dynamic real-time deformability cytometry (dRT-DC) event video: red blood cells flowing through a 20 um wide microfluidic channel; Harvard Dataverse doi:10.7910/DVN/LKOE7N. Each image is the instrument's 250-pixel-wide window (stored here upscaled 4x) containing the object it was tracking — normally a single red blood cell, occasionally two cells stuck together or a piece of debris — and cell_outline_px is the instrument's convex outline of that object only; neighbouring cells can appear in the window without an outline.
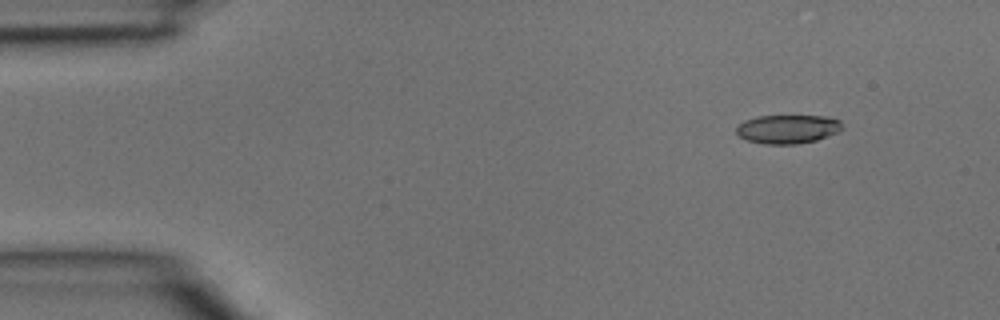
{"species": "common noctule bat (a hibernating species)", "species_latin": "Nyctalus noctula", "temperature_condition": "room temperature", "stored_images_in_passage": 3, "camera_frame_rate_fps": 3000, "um_per_image_px": 0.085, "animal": {"sex": "male", "body_mass_g": 15.6}, "frame": {"image": 1, "passage_image": 1, "time_ms": 0.0, "image_size_px": [1000, 320], "cell_outline_px": [[840, 128], [836, 132], [816, 140], [796, 144], [764, 144], [748, 140], [740, 136], [736, 132], [736, 128], [744, 120], [756, 116], [828, 116], [840, 120]], "centroid_in_image_um": [66.92, 10.96], "position_along_channel_um": 18.1, "area_um2": 17.51}}
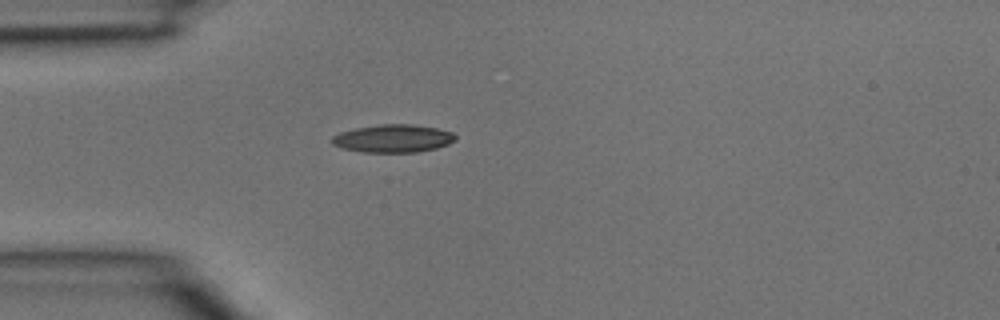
{"frame": {"image": 2, "passage_image": 3, "time_ms": 0.667, "image_size_px": [1000, 320], "cell_outline_px": [[456, 140], [448, 144], [436, 148], [416, 152], [364, 152], [344, 148], [332, 144], [332, 136], [340, 132], [356, 128], [380, 124], [412, 124], [436, 128], [452, 132], [456, 136]], "centroid_in_image_um": [33.43, 11.76], "position_along_channel_um": 51.6, "area_um2": 19.94}}